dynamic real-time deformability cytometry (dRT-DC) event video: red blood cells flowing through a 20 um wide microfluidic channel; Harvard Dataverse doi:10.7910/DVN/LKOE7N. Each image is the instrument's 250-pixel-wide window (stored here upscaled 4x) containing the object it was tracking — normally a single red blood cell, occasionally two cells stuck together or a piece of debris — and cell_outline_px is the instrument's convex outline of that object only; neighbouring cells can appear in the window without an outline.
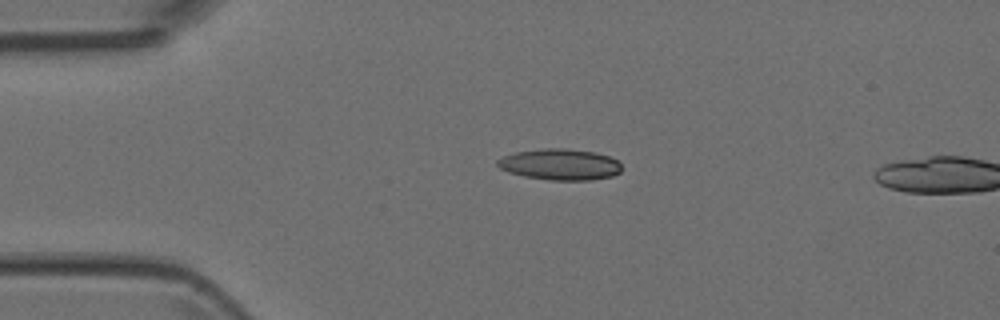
{"species": "Egyptian fruit bat (a non-hibernating species)", "species_latin": "Rousettus aegyptiacus", "temperature_condition": "room temperature", "stored_images_in_passage": 2, "camera_frame_rate_fps": 3000, "um_per_image_px": 0.085, "animal": {"sex": "female"}, "frame": {"image": 1, "passage_image": 1, "time_ms": 0.0, "image_size_px": [1000, 320], "cell_outline_px": [[620, 172], [612, 176], [592, 180], [548, 180], [524, 176], [508, 172], [500, 168], [496, 164], [496, 160], [504, 156], [516, 152], [544, 148], [564, 148], [596, 152], [608, 156], [616, 160], [620, 164]], "centroid_in_image_um": [47.59, 13.98], "position_along_channel_um": 37.4, "area_um2": 22.54}}